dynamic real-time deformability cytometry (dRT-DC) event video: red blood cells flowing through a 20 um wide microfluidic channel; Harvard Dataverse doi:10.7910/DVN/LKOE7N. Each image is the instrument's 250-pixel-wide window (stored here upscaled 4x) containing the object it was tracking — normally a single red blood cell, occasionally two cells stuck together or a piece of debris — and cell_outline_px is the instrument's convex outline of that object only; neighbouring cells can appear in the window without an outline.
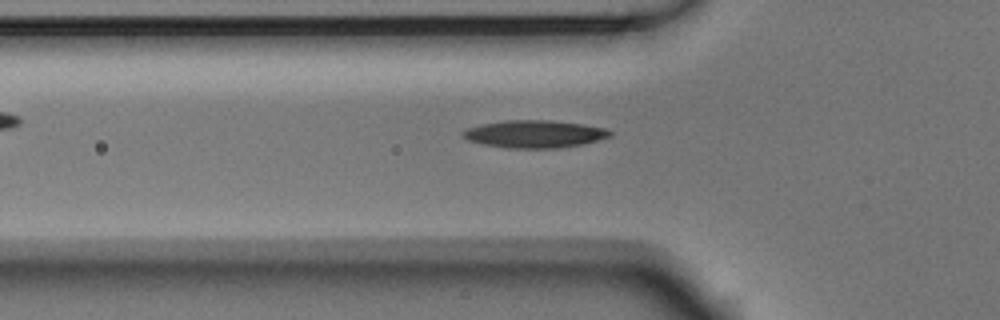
{"species": "Egyptian fruit bat (a non-hibernating species)", "species_latin": "Rousettus aegyptiacus", "temperature_condition": "room temperature", "stored_images_in_passage": 16, "camera_frame_rate_fps": 3000, "um_per_image_px": 0.085, "animal": {"sex": "male"}, "frame": {"image": 1, "passage_image": 6, "time_ms": 1.667, "image_size_px": [1000, 320], "cell_outline_px": [[612, 136], [600, 140], [584, 144], [556, 148], [508, 148], [484, 144], [468, 140], [460, 132], [468, 128], [484, 124], [504, 120], [548, 120], [580, 124], [604, 128], [612, 132]], "centroid_in_image_um": [45.46, 11.39], "position_along_channel_um": 80.3, "area_um2": 23.41}}
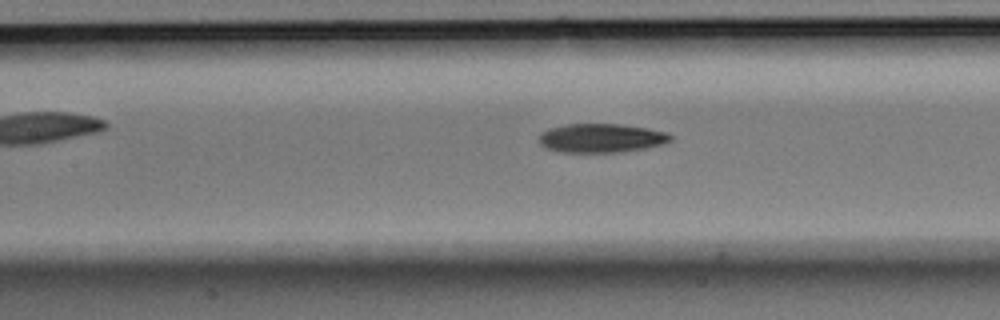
{"frame": {"image": 2, "passage_image": 12, "time_ms": 3.667, "image_size_px": [1000, 320], "cell_outline_px": [[672, 140], [664, 144], [624, 152], [560, 152], [544, 148], [536, 140], [540, 132], [548, 128], [568, 124], [620, 124], [648, 128], [664, 132], [672, 136]], "centroid_in_image_um": [51.04, 11.74], "position_along_channel_um": 156.4, "area_um2": 22.43}}
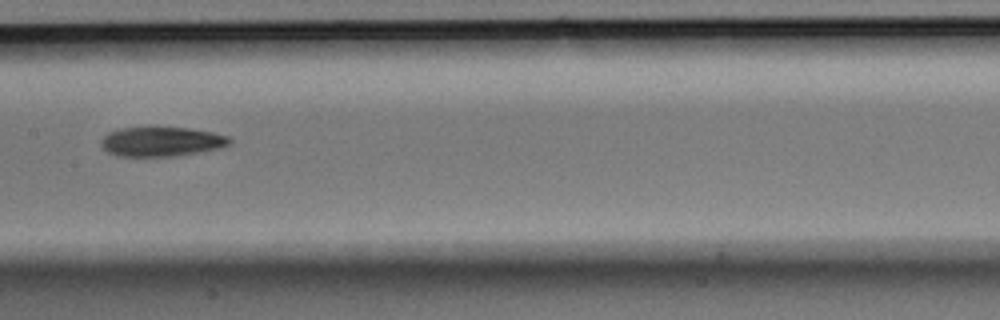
{"frame": {"image": 3, "passage_image": 15, "time_ms": 4.667, "image_size_px": [1000, 320], "cell_outline_px": [[232, 140], [228, 144], [216, 148], [176, 156], [116, 156], [108, 152], [100, 144], [100, 140], [108, 132], [124, 128], [188, 128], [212, 132], [228, 136]], "centroid_in_image_um": [13.68, 12.04], "position_along_channel_um": 193.7, "area_um2": 21.68}}